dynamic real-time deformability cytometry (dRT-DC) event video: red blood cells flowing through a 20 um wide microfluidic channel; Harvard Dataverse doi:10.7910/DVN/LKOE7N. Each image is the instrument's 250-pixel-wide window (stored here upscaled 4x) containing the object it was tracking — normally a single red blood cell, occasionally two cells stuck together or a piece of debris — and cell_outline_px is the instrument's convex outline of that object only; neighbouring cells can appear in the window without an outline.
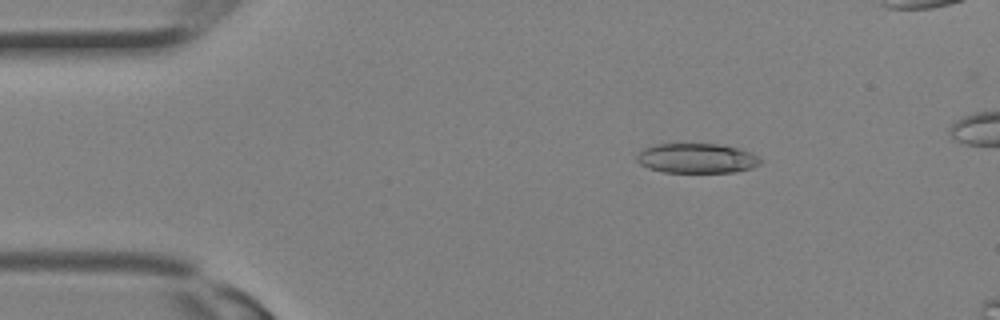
{"species": "Egyptian fruit bat (a non-hibernating species)", "species_latin": "Rousettus aegyptiacus", "temperature_condition": "room temperature", "stored_images_in_passage": 12, "camera_frame_rate_fps": 3000, "um_per_image_px": 0.085, "animal": {"sex": "female"}, "frame": {"image": 1, "passage_image": 4, "time_ms": 1.0, "image_size_px": [1000, 320], "cell_outline_px": [[764, 160], [760, 164], [752, 168], [736, 172], [664, 172], [648, 168], [640, 164], [636, 160], [636, 156], [644, 148], [652, 144], [724, 144], [740, 148], [752, 152]], "centroid_in_image_um": [59.27, 13.45], "position_along_channel_um": 25.7, "area_um2": 21.79}}
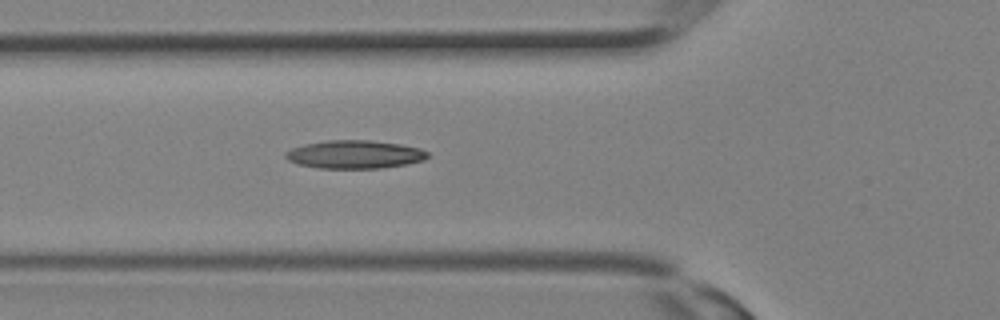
{"frame": {"image": 2, "passage_image": 10, "time_ms": 3.0, "image_size_px": [1000, 320], "cell_outline_px": [[428, 156], [424, 160], [404, 164], [380, 168], [320, 168], [296, 164], [288, 160], [284, 156], [284, 152], [292, 148], [304, 144], [328, 140], [372, 140], [400, 144], [420, 148], [428, 152]], "centroid_in_image_um": [30.11, 13.12], "position_along_channel_um": 95.7, "area_um2": 23.35}}
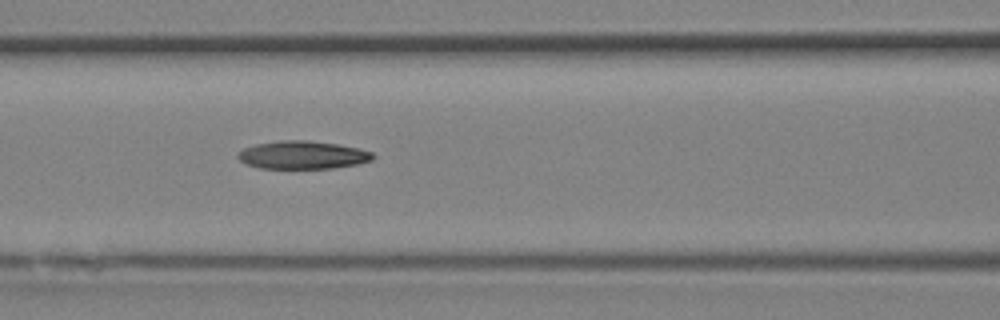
{"frame": {"image": 3, "passage_image": 12, "time_ms": 3.667, "image_size_px": [1000, 320], "cell_outline_px": [[376, 156], [372, 160], [356, 164], [332, 168], [260, 168], [248, 164], [240, 160], [236, 156], [236, 152], [244, 148], [256, 144], [276, 140], [308, 140], [336, 144], [360, 148], [372, 152]], "centroid_in_image_um": [25.71, 13.16], "position_along_channel_um": 140.9, "area_um2": 22.08}}